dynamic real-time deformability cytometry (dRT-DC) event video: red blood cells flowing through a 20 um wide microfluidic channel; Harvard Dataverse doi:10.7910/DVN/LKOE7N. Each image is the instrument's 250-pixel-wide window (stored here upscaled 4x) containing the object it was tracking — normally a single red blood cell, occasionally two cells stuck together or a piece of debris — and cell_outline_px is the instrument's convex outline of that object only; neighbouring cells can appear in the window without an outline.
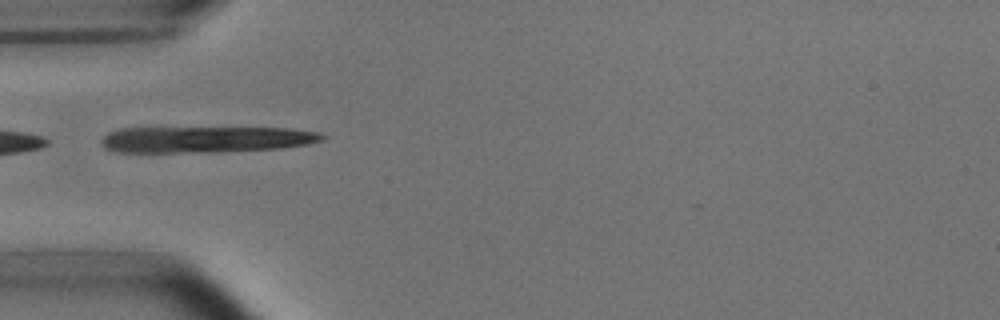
{"species": "common noctule bat (a hibernating species)", "species_latin": "Nyctalus noctula", "temperature_condition": "room temperature", "stored_images_in_passage": 7, "camera_frame_rate_fps": 3000, "um_per_image_px": 0.085, "animal": {"sex": "male", "body_mass_g": 15.6}, "frame": {"image": 1, "passage_image": 4, "time_ms": 3.667, "image_size_px": [1000, 320], "cell_outline_px": [[328, 136], [324, 140], [308, 144], [280, 148], [220, 152], [116, 152], [104, 148], [100, 144], [100, 140], [108, 132], [120, 128], [288, 128], [320, 132]], "centroid_in_image_um": [17.5, 11.85], "position_along_channel_um": 67.5, "area_um2": 34.1}}